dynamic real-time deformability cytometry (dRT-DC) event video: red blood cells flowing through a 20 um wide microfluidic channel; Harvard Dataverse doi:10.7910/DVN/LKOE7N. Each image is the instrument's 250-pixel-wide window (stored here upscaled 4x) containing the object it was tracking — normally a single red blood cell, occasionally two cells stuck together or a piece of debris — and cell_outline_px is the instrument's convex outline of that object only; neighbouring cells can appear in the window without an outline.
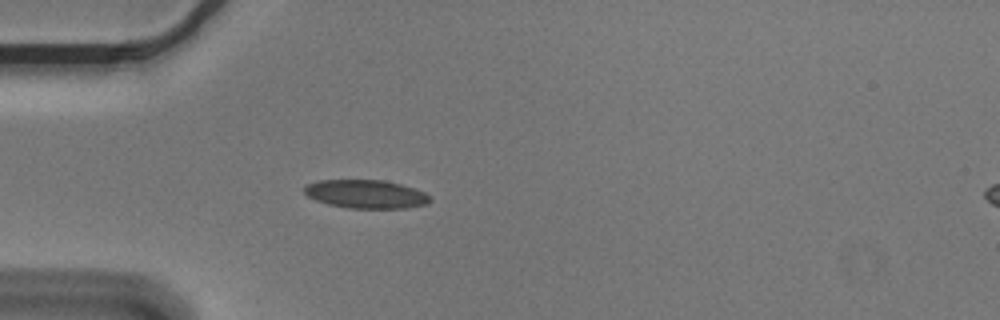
{"species": "Egyptian fruit bat (a non-hibernating species)", "species_latin": "Rousettus aegyptiacus", "temperature_condition": "cold", "stored_images_in_passage": 5, "camera_frame_rate_fps": 3000, "um_per_image_px": 0.085, "animal": {"sex": "male"}, "frame": {"image": 1, "passage_image": 5, "time_ms": 1.333, "image_size_px": [1000, 320], "cell_outline_px": [[432, 200], [428, 204], [408, 208], [348, 208], [328, 204], [316, 200], [308, 196], [304, 192], [304, 188], [308, 184], [320, 180], [384, 180], [416, 188], [424, 192]], "centroid_in_image_um": [31.14, 16.5], "position_along_channel_um": 53.9, "area_um2": 20.87}}